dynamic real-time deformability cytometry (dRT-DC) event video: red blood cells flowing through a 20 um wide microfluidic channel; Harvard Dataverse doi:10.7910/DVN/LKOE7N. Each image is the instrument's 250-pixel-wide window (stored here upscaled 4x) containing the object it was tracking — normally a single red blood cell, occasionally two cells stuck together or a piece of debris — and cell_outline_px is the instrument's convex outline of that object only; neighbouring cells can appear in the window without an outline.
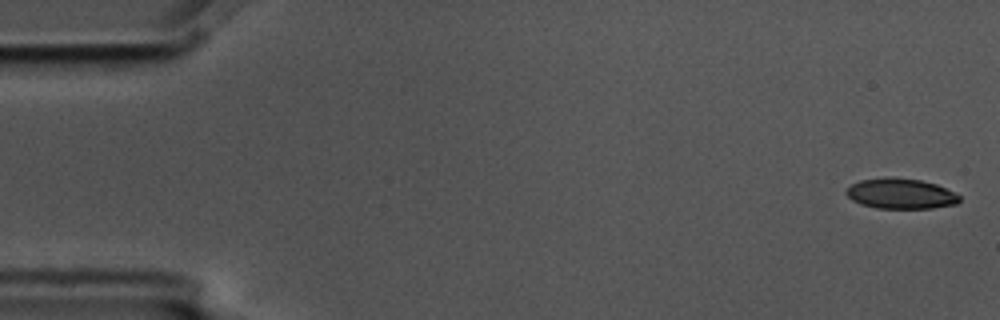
{"species": "common noctule bat (a hibernating species)", "species_latin": "Nyctalus noctula", "temperature_condition": "cold", "stored_images_in_passage": 7, "camera_frame_rate_fps": 3000, "um_per_image_px": 0.085, "animal": {"sex": "male", "body_mass_g": 17.5, "forearm_length_mm": 52.3}, "frame": {"image": 1, "passage_image": 1, "time_ms": 0.0, "image_size_px": [1000, 320], "cell_outline_px": [[960, 200], [956, 204], [932, 208], [876, 208], [860, 204], [852, 200], [844, 192], [852, 184], [860, 180], [884, 176], [896, 176], [920, 180], [936, 184], [960, 196]], "centroid_in_image_um": [76.52, 16.44], "position_along_channel_um": 8.5, "area_um2": 20.17}}
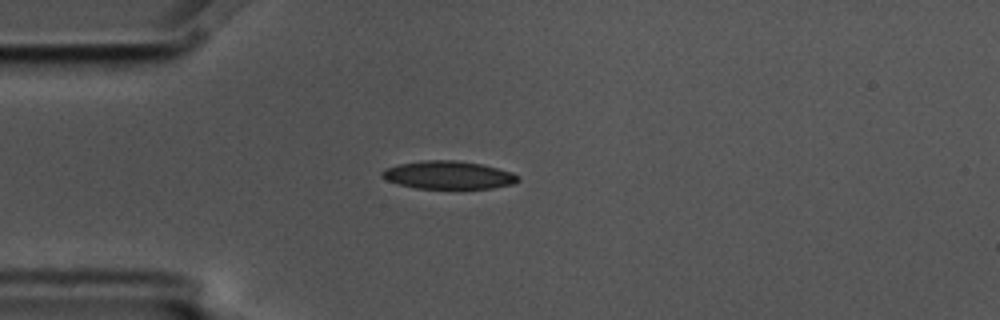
{"frame": {"image": 2, "passage_image": 4, "time_ms": 1.0, "image_size_px": [1000, 320], "cell_outline_px": [[520, 180], [512, 184], [492, 188], [416, 188], [400, 184], [388, 180], [380, 176], [380, 172], [384, 168], [400, 164], [424, 160], [456, 160], [480, 164], [512, 172]], "centroid_in_image_um": [38.08, 14.87], "position_along_channel_um": 46.9, "area_um2": 21.91}}